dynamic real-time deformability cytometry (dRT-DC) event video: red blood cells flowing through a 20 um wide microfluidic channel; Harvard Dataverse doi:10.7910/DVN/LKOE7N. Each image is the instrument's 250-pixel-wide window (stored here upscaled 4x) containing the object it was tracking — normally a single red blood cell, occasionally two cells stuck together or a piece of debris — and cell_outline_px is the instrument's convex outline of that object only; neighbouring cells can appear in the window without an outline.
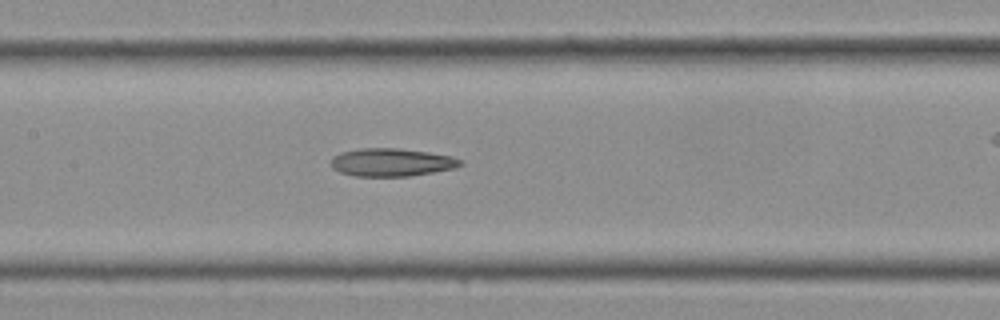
{"species": "Egyptian fruit bat (a non-hibernating species)", "species_latin": "Rousettus aegyptiacus", "temperature_condition": "cold", "stored_images_in_passage": 12, "camera_frame_rate_fps": 3000, "um_per_image_px": 0.085, "frame": {"image": 1, "passage_image": 7, "time_ms": 2.0, "image_size_px": [1000, 320], "cell_outline_px": [[464, 164], [456, 168], [408, 176], [356, 176], [340, 172], [332, 168], [332, 156], [340, 152], [364, 148], [396, 148], [428, 152], [452, 156], [464, 160]], "centroid_in_image_um": [33.32, 13.79], "position_along_channel_um": 174.1, "area_um2": 21.1}}
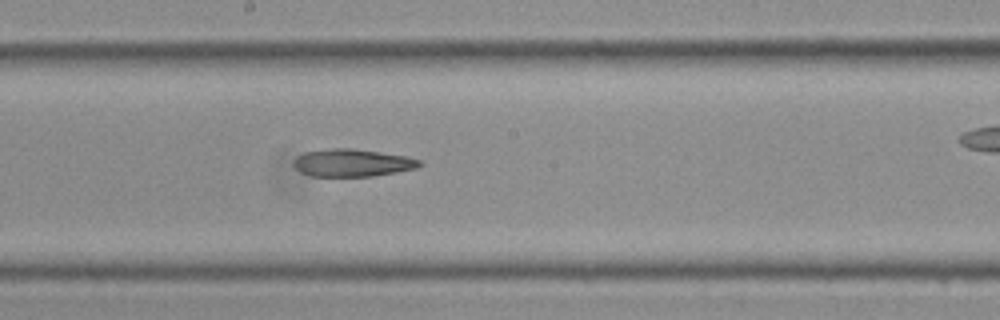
{"frame": {"image": 2, "passage_image": 9, "time_ms": 2.667, "image_size_px": [1000, 320], "cell_outline_px": [[424, 164], [416, 168], [396, 172], [372, 176], [312, 176], [300, 172], [292, 164], [296, 156], [304, 152], [328, 148], [352, 148], [380, 152], [404, 156], [420, 160]], "centroid_in_image_um": [29.91, 13.83], "position_along_channel_um": 218.3, "area_um2": 20.23}}